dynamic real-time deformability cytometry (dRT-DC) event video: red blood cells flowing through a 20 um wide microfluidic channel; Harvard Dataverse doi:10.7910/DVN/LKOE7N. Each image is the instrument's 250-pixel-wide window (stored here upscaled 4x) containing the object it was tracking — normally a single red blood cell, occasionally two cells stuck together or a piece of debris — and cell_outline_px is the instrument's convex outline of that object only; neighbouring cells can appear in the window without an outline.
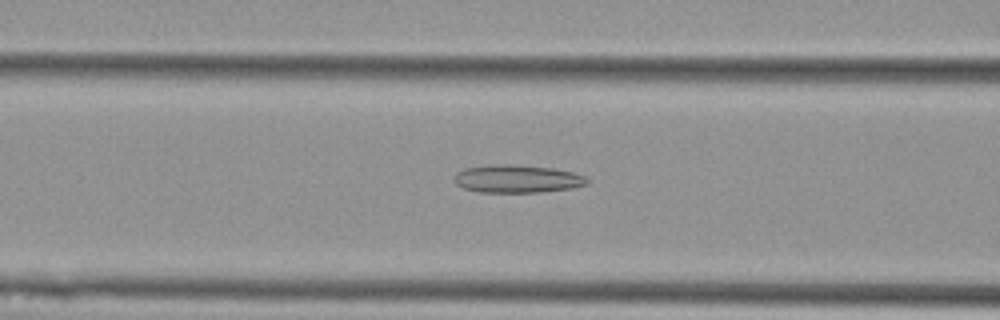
{"species": "Egyptian fruit bat (a non-hibernating species)", "species_latin": "Rousettus aegyptiacus", "temperature_condition": "cold", "stored_images_in_passage": 57, "camera_frame_rate_fps": 3000, "um_per_image_px": 0.085, "animal": {"sex": "female"}, "frame": {"image": 1, "passage_image": 23, "time_ms": 7.333, "image_size_px": [1000, 320], "cell_outline_px": [[588, 184], [572, 188], [536, 192], [480, 192], [464, 188], [456, 184], [456, 172], [464, 168], [500, 164], [512, 164], [552, 168], [572, 172], [584, 176], [588, 180]], "centroid_in_image_um": [43.97, 15.2], "position_along_channel_um": 122.6, "area_um2": 21.33}}
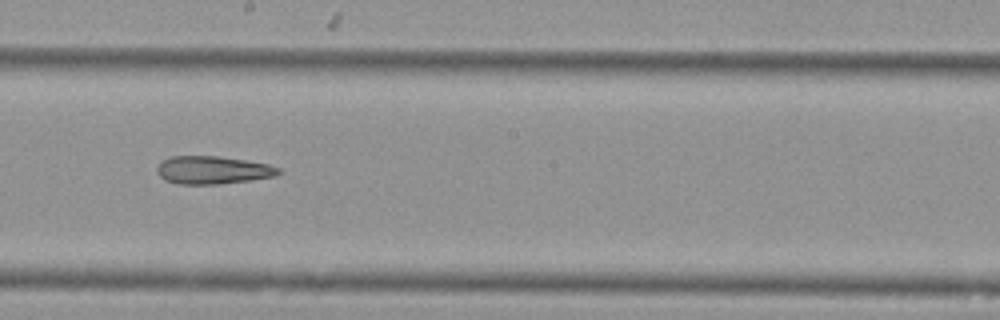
{"frame": {"image": 2, "passage_image": 32, "time_ms": 10.333, "image_size_px": [1000, 320], "cell_outline_px": [[280, 172], [276, 176], [220, 184], [180, 184], [164, 180], [156, 172], [156, 168], [164, 160], [172, 156], [216, 156], [244, 160], [268, 164], [280, 168]], "centroid_in_image_um": [18.07, 14.46], "position_along_channel_um": 230.1, "area_um2": 19.59}}
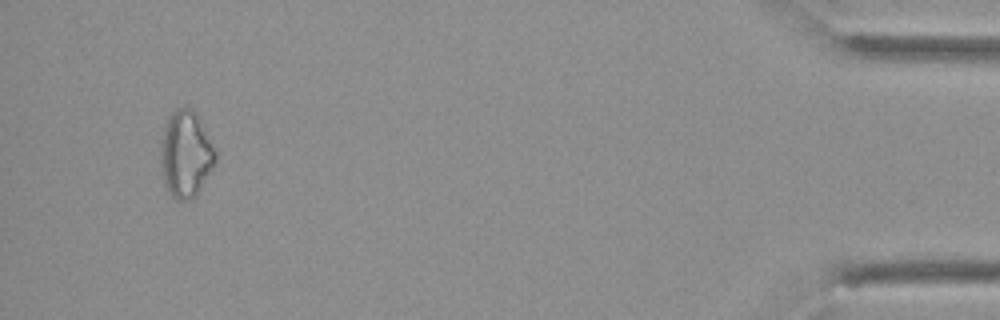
{"frame": {"image": 3, "passage_image": 54, "time_ms": 17.667, "image_size_px": [1000, 320], "cell_outline_px": [[216, 160], [196, 196], [192, 200], [176, 200], [172, 196], [164, 180], [160, 160], [160, 144], [164, 128], [168, 116], [176, 108], [188, 108], [196, 112], [216, 152]], "centroid_in_image_um": [15.77, 13.1], "position_along_channel_um": 419.4, "area_um2": 27.34}}